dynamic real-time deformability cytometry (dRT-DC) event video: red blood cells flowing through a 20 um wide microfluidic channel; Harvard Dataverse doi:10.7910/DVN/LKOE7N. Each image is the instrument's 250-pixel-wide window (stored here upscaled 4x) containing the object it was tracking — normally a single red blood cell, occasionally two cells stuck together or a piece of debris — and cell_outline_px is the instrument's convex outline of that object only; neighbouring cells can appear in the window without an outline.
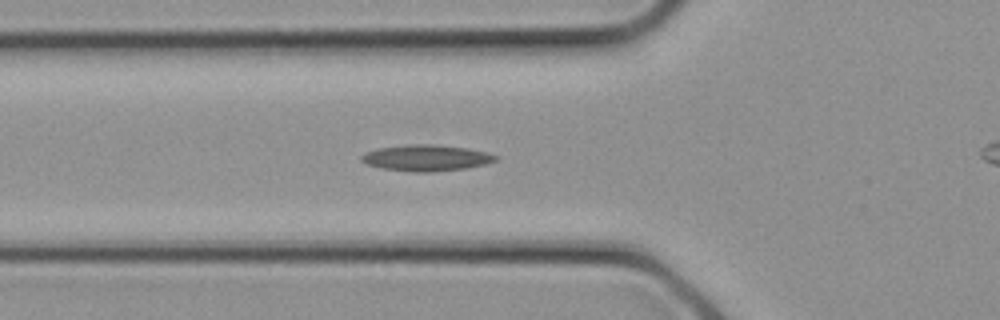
{"species": "common noctule bat (a hibernating species)", "species_latin": "Nyctalus noctula", "temperature_condition": "cold", "stored_images_in_passage": 12, "camera_frame_rate_fps": 3000, "um_per_image_px": 0.085, "animal": {"sex": "female", "body_mass_g": 21.9}, "frame": {"image": 1, "passage_image": 10, "time_ms": 3.0, "image_size_px": [1000, 320], "cell_outline_px": [[500, 156], [496, 160], [484, 164], [468, 168], [432, 172], [412, 172], [380, 168], [368, 164], [360, 160], [360, 156], [376, 148], [412, 144], [432, 144], [468, 148], [488, 152]], "centroid_in_image_um": [36.25, 13.42], "position_along_channel_um": 89.5, "area_um2": 20.58}}
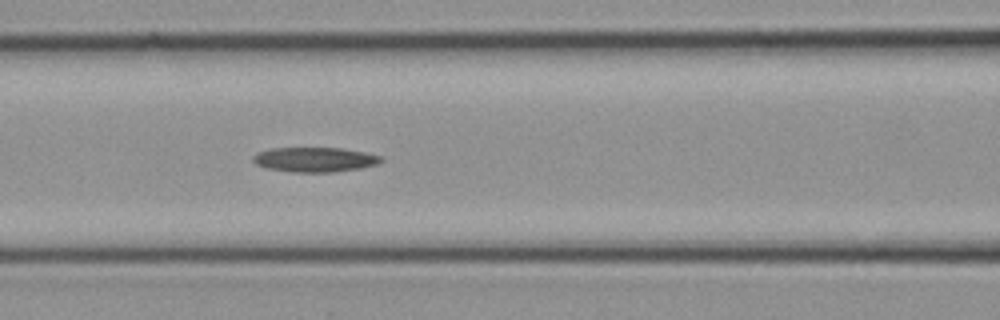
{"frame": {"image": 2, "passage_image": 12, "time_ms": 3.667, "image_size_px": [1000, 320], "cell_outline_px": [[384, 160], [376, 164], [360, 168], [332, 172], [292, 172], [268, 168], [256, 164], [252, 160], [252, 156], [256, 152], [272, 148], [344, 148], [364, 152], [380, 156]], "centroid_in_image_um": [26.73, 13.56], "position_along_channel_um": 139.9, "area_um2": 18.38}}